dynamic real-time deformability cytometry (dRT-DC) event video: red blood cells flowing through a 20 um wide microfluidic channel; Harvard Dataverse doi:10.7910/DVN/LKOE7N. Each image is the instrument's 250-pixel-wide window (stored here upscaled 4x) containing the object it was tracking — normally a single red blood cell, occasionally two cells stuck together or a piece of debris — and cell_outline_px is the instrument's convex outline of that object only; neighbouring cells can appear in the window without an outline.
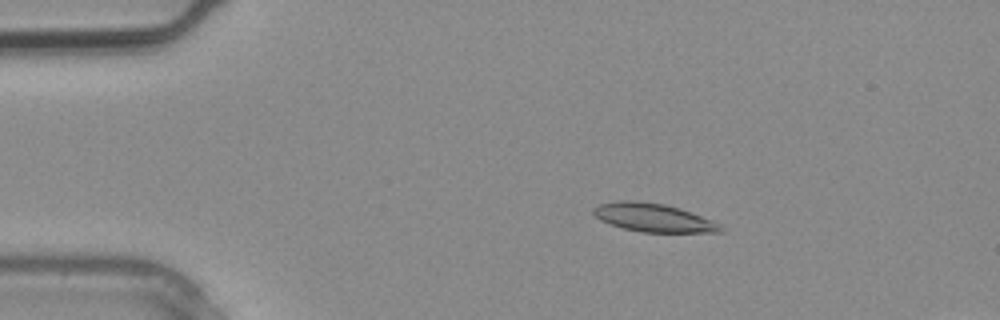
{"species": "common noctule bat (a hibernating species)", "species_latin": "Nyctalus noctula", "temperature_condition": "warm", "stored_images_in_passage": 3, "camera_frame_rate_fps": 3000, "um_per_image_px": 0.085, "animal": {"sex": "male", "body_mass_g": 20.4}, "frame": {"image": 1, "passage_image": 2, "time_ms": 0.333, "image_size_px": [1000, 320], "cell_outline_px": [[724, 232], [640, 232], [624, 228], [600, 220], [592, 212], [592, 208], [600, 204], [616, 200], [636, 200], [664, 204], [680, 208], [712, 220], [720, 224], [724, 228]], "centroid_in_image_um": [55.54, 18.49], "position_along_channel_um": 29.5, "area_um2": 21.04}}
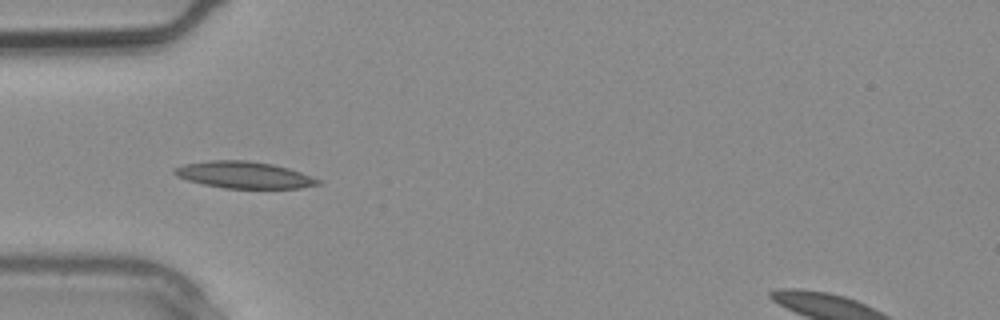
{"frame": {"image": 2, "passage_image": 3, "time_ms": 0.667, "image_size_px": [1000, 320], "cell_outline_px": [[324, 184], [300, 188], [224, 188], [204, 184], [188, 180], [176, 176], [172, 172], [172, 168], [184, 164], [208, 160], [248, 160], [272, 164], [288, 168], [300, 172], [320, 180]], "centroid_in_image_um": [20.73, 14.86], "position_along_channel_um": 64.3, "area_um2": 22.43}}